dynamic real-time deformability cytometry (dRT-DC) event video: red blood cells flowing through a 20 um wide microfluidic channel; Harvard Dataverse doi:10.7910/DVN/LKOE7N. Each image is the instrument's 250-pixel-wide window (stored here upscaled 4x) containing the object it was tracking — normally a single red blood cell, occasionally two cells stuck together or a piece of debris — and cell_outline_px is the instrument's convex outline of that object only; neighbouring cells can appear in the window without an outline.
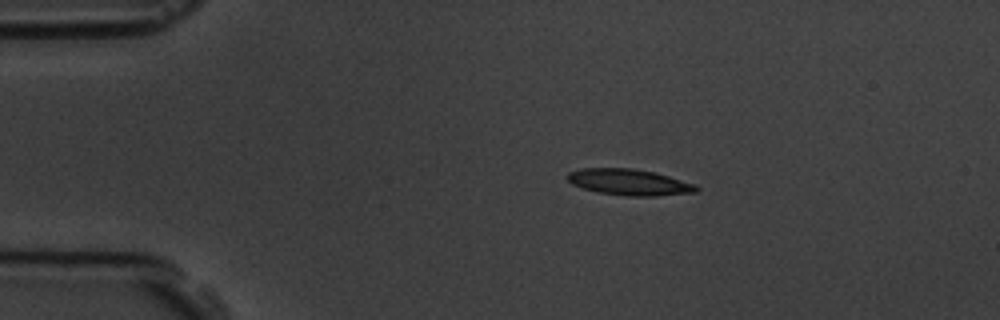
{"species": "common noctule bat (a hibernating species)", "species_latin": "Nyctalus noctula", "temperature_condition": "room temperature", "stored_images_in_passage": 9, "camera_frame_rate_fps": 3000, "um_per_image_px": 0.085, "animal": {"sex": "male", "body_mass_g": 19.5, "forearm_length_mm": 54.6}, "frame": {"image": 1, "passage_image": 4, "time_ms": 3.333, "image_size_px": [1000, 320], "cell_outline_px": [[700, 188], [696, 192], [656, 196], [628, 196], [600, 192], [584, 188], [572, 184], [568, 180], [568, 172], [580, 168], [632, 168], [656, 172], [696, 184]], "centroid_in_image_um": [53.52, 15.47], "position_along_channel_um": 31.5, "area_um2": 19.65}}
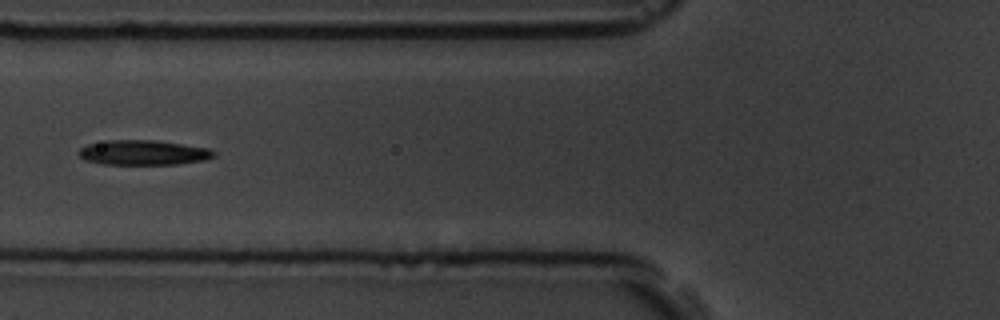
{"frame": {"image": 2, "passage_image": 7, "time_ms": 7.0, "image_size_px": [1000, 320], "cell_outline_px": [[216, 156], [208, 160], [176, 164], [104, 164], [84, 160], [76, 152], [80, 148], [88, 144], [108, 140], [156, 140], [208, 148], [216, 152]], "centroid_in_image_um": [12.2, 12.97], "position_along_channel_um": 113.6, "area_um2": 19.71}}
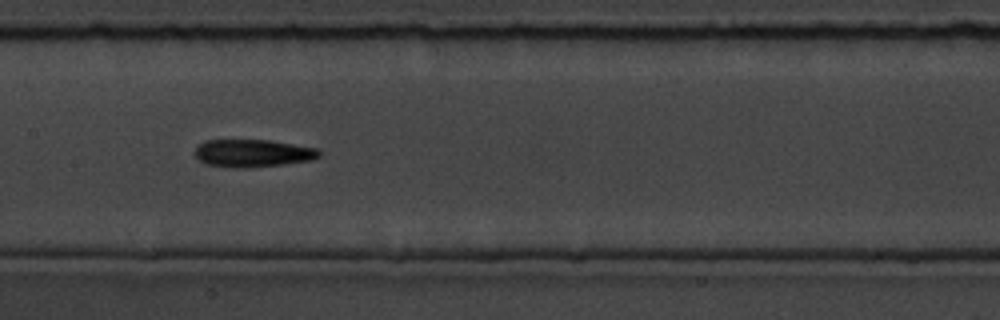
{"frame": {"image": 3, "passage_image": 9, "time_ms": 9.0, "image_size_px": [1000, 320], "cell_outline_px": [[320, 156], [312, 160], [284, 164], [248, 168], [236, 168], [204, 164], [196, 156], [196, 148], [204, 140], [268, 140], [316, 148], [320, 152]], "centroid_in_image_um": [21.48, 13.03], "position_along_channel_um": 185.9, "area_um2": 19.94}}